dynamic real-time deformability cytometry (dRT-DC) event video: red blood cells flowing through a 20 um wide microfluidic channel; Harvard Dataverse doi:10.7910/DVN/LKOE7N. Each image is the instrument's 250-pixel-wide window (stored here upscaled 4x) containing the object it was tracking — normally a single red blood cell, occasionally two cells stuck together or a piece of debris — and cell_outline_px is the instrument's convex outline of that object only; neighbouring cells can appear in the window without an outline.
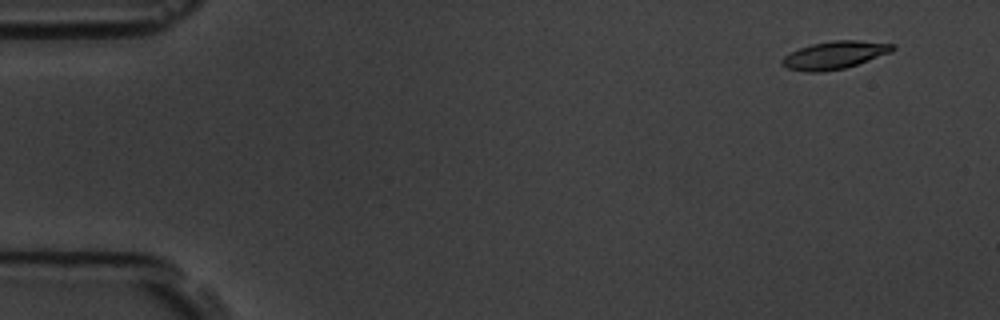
{"species": "common noctule bat (a hibernating species)", "species_latin": "Nyctalus noctula", "temperature_condition": "room temperature", "stored_images_in_passage": 57, "camera_frame_rate_fps": 3000, "um_per_image_px": 0.085, "animal": {"sex": "male", "body_mass_g": 19.5, "forearm_length_mm": 54.6}, "frame": {"image": 1, "passage_image": 3, "time_ms": 0.667, "image_size_px": [1000, 320], "cell_outline_px": [[896, 48], [892, 52], [844, 68], [824, 72], [808, 72], [788, 68], [780, 64], [780, 60], [784, 56], [800, 48], [812, 44], [832, 40], [856, 40], [896, 44]], "centroid_in_image_um": [70.94, 4.68], "position_along_channel_um": 14.1, "area_um2": 17.8}}
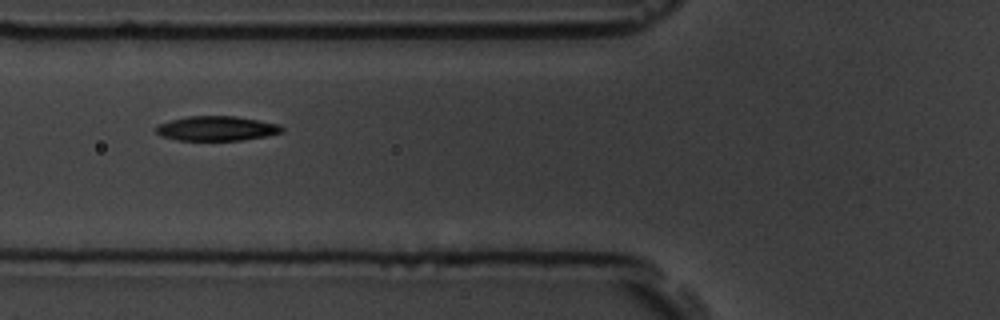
{"frame": {"image": 2, "passage_image": 21, "time_ms": 6.667, "image_size_px": [1000, 320], "cell_outline_px": [[284, 132], [264, 136], [240, 140], [176, 140], [160, 136], [156, 132], [156, 124], [188, 116], [236, 116], [280, 124], [284, 128]], "centroid_in_image_um": [18.4, 10.91], "position_along_channel_um": 107.4, "area_um2": 18.09}}
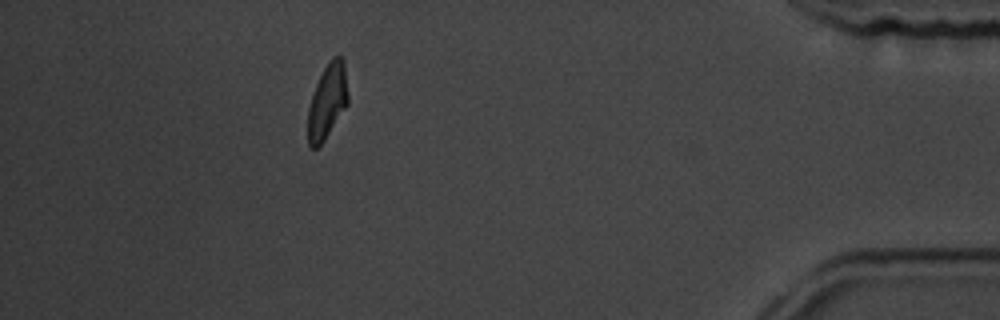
{"frame": {"image": 3, "passage_image": 51, "time_ms": 16.667, "image_size_px": [1000, 320], "cell_outline_px": [[348, 104], [324, 140], [316, 148], [312, 148], [308, 144], [308, 108], [316, 84], [324, 68], [332, 56], [340, 56], [344, 60], [348, 92]], "centroid_in_image_um": [27.83, 8.59], "position_along_channel_um": 407.4, "area_um2": 17.34}, "authors_computed_cell_mechanics": {"area_um2": 18.0336, "velocity_mm_per_s": 3.5247, "shape_relaxation_time_tau1_ms": 3.0866, "shape_relaxation_time_tau2_ms": 2.8179, "deformation_change_tau1": 0.139, "deformation_change_tau2": 0.0705}}